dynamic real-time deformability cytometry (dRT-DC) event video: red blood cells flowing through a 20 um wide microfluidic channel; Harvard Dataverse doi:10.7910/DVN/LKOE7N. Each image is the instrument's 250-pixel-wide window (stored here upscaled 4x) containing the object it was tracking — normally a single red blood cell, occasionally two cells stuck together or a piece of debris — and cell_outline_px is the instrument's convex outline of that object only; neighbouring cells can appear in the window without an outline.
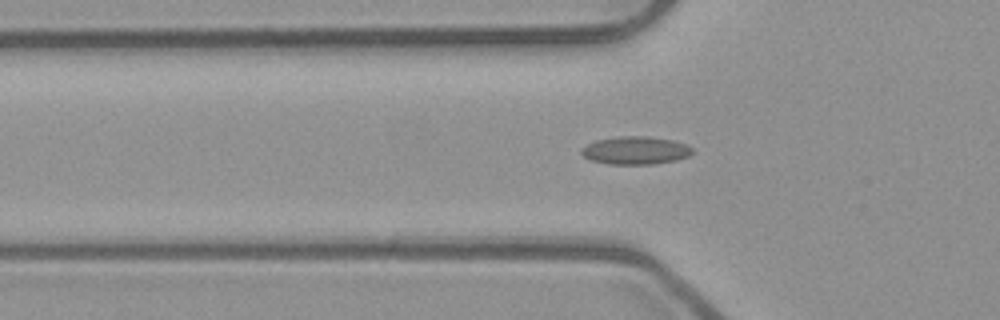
{"species": "common noctule bat (a hibernating species)", "species_latin": "Nyctalus noctula", "temperature_condition": "room temperature", "stored_images_in_passage": 38, "camera_frame_rate_fps": 3000, "um_per_image_px": 0.085, "animal": {"sex": "male", "body_mass_g": 23.1, "forearm_length_mm": 52.7}, "frame": {"image": 1, "passage_image": 10, "time_ms": 3.0, "image_size_px": [1000, 320], "cell_outline_px": [[696, 152], [688, 156], [676, 160], [656, 164], [608, 164], [592, 160], [584, 156], [580, 152], [580, 148], [596, 140], [620, 136], [648, 136], [672, 140], [688, 144]], "centroid_in_image_um": [54.05, 12.78], "position_along_channel_um": 71.7, "area_um2": 18.21}}
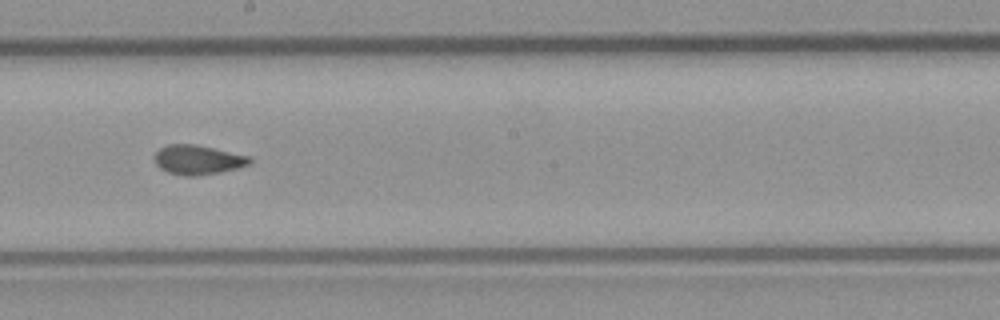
{"frame": {"image": 2, "passage_image": 22, "time_ms": 7.0, "image_size_px": [1000, 320], "cell_outline_px": [[252, 164], [220, 172], [196, 176], [184, 176], [168, 172], [160, 168], [156, 164], [152, 156], [160, 148], [168, 144], [196, 144], [252, 156]], "centroid_in_image_um": [16.83, 13.57], "position_along_channel_um": 231.4, "area_um2": 16.59}}
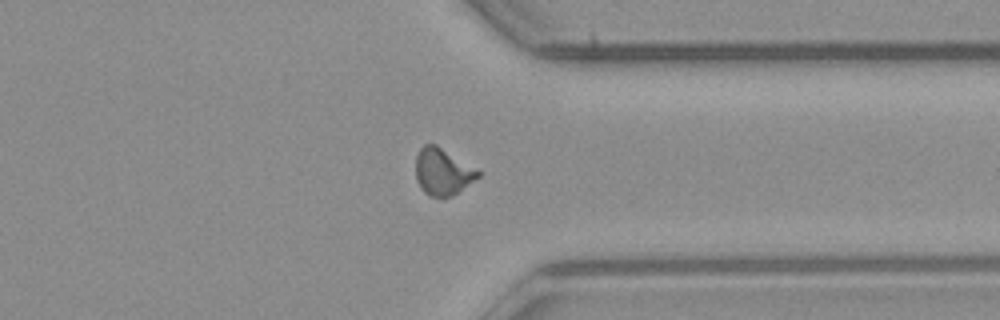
{"frame": {"image": 3, "passage_image": 33, "time_ms": 10.667, "image_size_px": [1000, 320], "cell_outline_px": [[480, 176], [452, 196], [428, 196], [420, 188], [416, 180], [416, 156], [420, 148], [424, 144], [436, 144], [480, 172]], "centroid_in_image_um": [37.58, 14.6], "position_along_channel_um": 373.8, "area_um2": 16.7}}